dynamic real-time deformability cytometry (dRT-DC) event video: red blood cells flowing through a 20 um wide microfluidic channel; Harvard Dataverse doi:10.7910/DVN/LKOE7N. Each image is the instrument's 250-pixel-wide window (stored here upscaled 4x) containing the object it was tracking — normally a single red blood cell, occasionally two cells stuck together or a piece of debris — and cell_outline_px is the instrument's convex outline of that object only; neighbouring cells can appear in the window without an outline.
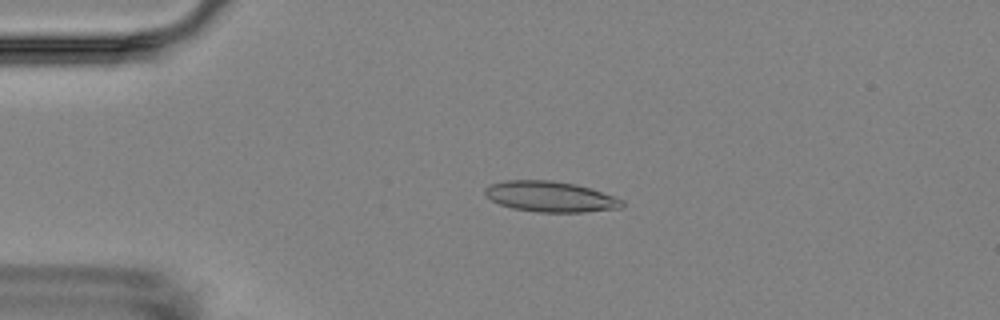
{"species": "Egyptian fruit bat (a non-hibernating species)", "species_latin": "Rousettus aegyptiacus", "temperature_condition": "room temperature", "stored_images_in_passage": 5, "camera_frame_rate_fps": 3000, "um_per_image_px": 0.085, "animal": {"sex": "female"}, "frame": {"image": 1, "passage_image": 4, "time_ms": 3.333, "image_size_px": [1000, 320], "cell_outline_px": [[624, 208], [584, 212], [536, 212], [512, 208], [500, 204], [492, 200], [484, 192], [484, 188], [488, 184], [504, 180], [552, 180], [576, 184], [592, 188], [624, 200]], "centroid_in_image_um": [46.8, 16.71], "position_along_channel_um": 38.2, "area_um2": 24.74}}